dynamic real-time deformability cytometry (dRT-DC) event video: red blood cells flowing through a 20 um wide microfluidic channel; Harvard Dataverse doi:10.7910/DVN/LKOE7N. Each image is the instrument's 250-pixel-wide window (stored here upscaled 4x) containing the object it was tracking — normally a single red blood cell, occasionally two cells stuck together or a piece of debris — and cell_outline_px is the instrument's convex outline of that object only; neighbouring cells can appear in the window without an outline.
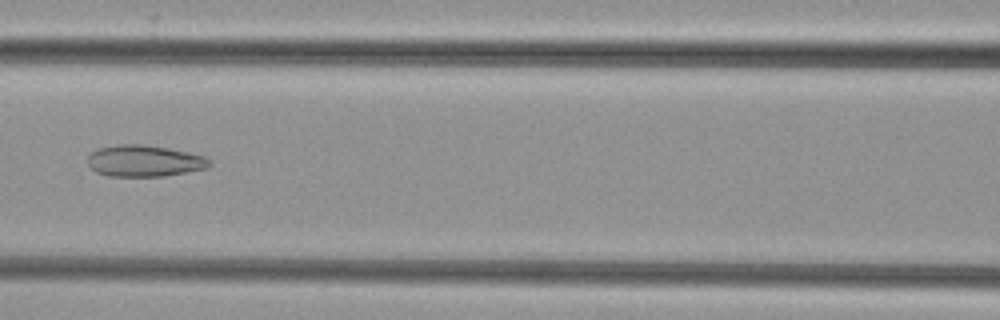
{"species": "common noctule bat (a hibernating species)", "species_latin": "Nyctalus noctula", "temperature_condition": "cold", "stored_images_in_passage": 48, "camera_frame_rate_fps": 3000, "um_per_image_px": 0.085, "animal": {"sex": "female", "body_mass_g": 29.2, "forearm_length_mm": 56.3}, "frame": {"image": 1, "passage_image": 20, "time_ms": 6.333, "image_size_px": [1000, 320], "cell_outline_px": [[212, 164], [204, 168], [164, 176], [108, 176], [96, 172], [88, 164], [88, 156], [96, 148], [120, 144], [144, 144], [168, 148], [188, 152], [204, 156], [212, 160]], "centroid_in_image_um": [12.25, 13.66], "position_along_channel_um": 154.4, "area_um2": 22.31}}
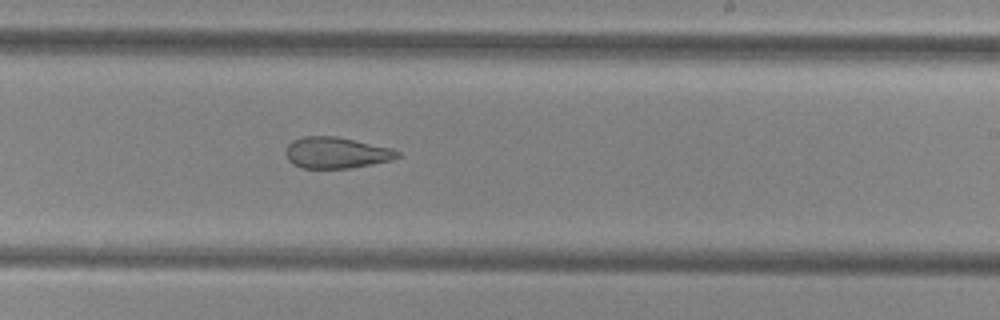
{"frame": {"image": 2, "passage_image": 28, "time_ms": 9.0, "image_size_px": [1000, 320], "cell_outline_px": [[400, 156], [392, 160], [372, 164], [348, 168], [304, 168], [292, 164], [288, 160], [284, 152], [284, 148], [292, 140], [304, 136], [336, 136], [392, 148], [400, 152]], "centroid_in_image_um": [28.55, 12.98], "position_along_channel_um": 260.4, "area_um2": 20.46}}
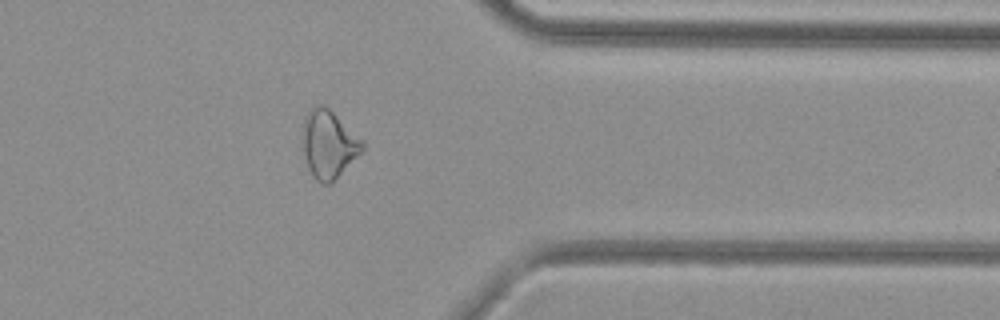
{"frame": {"image": 3, "passage_image": 38, "time_ms": 12.333, "image_size_px": [1000, 320], "cell_outline_px": [[364, 148], [332, 184], [320, 184], [312, 176], [308, 168], [304, 152], [304, 120], [308, 112], [316, 104], [324, 104], [364, 144]], "centroid_in_image_um": [27.91, 12.31], "position_along_channel_um": 383.5, "area_um2": 22.89}}